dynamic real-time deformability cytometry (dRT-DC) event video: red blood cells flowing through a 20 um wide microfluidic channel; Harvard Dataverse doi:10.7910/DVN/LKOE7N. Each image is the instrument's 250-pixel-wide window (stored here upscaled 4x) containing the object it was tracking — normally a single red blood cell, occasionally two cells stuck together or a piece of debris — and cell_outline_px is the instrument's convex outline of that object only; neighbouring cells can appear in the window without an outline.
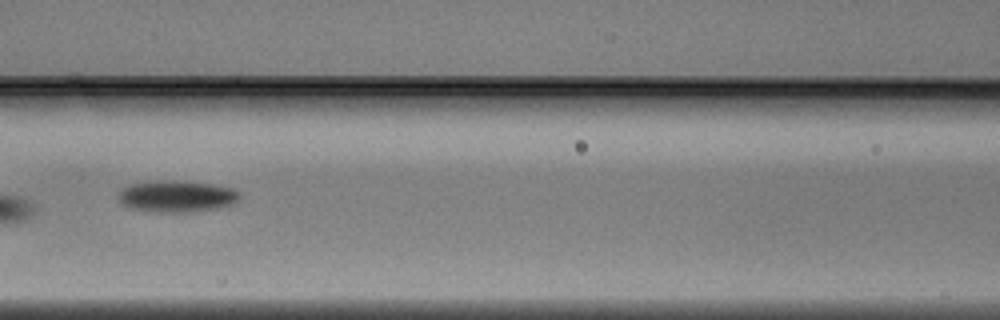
{"species": "Egyptian fruit bat (a non-hibernating species)", "species_latin": "Rousettus aegyptiacus", "temperature_condition": "warm", "stored_images_in_passage": 5, "camera_frame_rate_fps": 3000, "um_per_image_px": 0.085, "animal": {"sex": "male"}, "frame": {"image": 1, "passage_image": 5, "time_ms": 1.333, "image_size_px": [1000, 320], "cell_outline_px": [[240, 196], [232, 204], [220, 208], [192, 212], [160, 212], [132, 208], [120, 204], [116, 196], [124, 188], [132, 184], [212, 184], [232, 188], [240, 192]], "centroid_in_image_um": [15.06, 16.76], "position_along_channel_um": 151.5, "area_um2": 20.98}}